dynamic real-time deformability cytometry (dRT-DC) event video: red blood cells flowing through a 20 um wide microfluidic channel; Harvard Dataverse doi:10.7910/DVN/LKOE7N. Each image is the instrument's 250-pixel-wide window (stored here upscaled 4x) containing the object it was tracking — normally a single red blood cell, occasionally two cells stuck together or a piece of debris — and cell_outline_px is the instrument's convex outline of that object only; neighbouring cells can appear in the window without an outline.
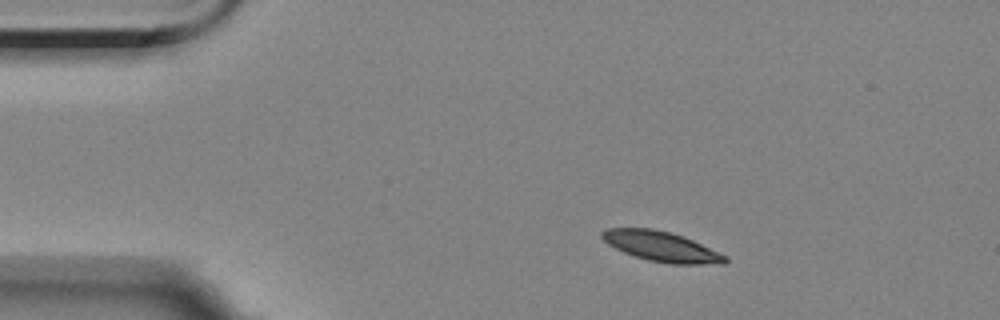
{"species": "Egyptian fruit bat (a non-hibernating species)", "species_latin": "Rousettus aegyptiacus", "temperature_condition": "room temperature", "stored_images_in_passage": 3, "camera_frame_rate_fps": 3000, "um_per_image_px": 0.085, "animal": {"sex": "female"}, "frame": {"image": 1, "passage_image": 1, "time_ms": 0.0, "image_size_px": [1000, 320], "cell_outline_px": [[728, 260], [724, 264], [672, 264], [648, 260], [624, 252], [608, 244], [600, 236], [600, 232], [604, 228], [652, 228], [684, 236], [728, 256]], "centroid_in_image_um": [56.23, 20.95], "position_along_channel_um": 28.8, "area_um2": 21.56}}
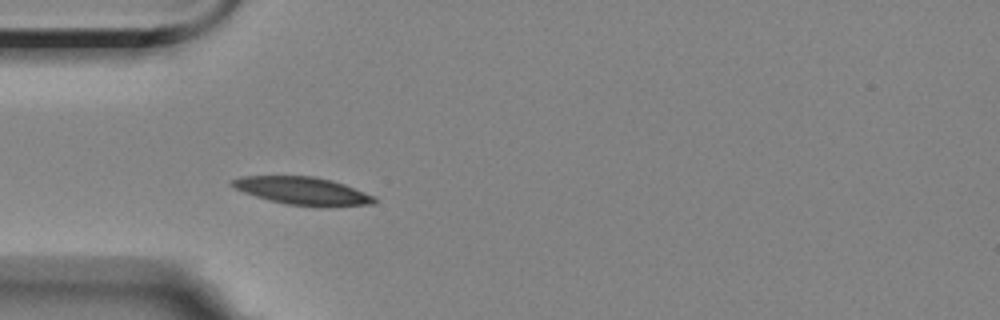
{"frame": {"image": 2, "passage_image": 3, "time_ms": 2.333, "image_size_px": [1000, 320], "cell_outline_px": [[376, 204], [288, 204], [256, 196], [244, 192], [236, 188], [232, 184], [232, 180], [240, 176], [312, 176], [332, 180], [344, 184], [376, 196]], "centroid_in_image_um": [25.7, 16.17], "position_along_channel_um": 59.3, "area_um2": 21.85}}